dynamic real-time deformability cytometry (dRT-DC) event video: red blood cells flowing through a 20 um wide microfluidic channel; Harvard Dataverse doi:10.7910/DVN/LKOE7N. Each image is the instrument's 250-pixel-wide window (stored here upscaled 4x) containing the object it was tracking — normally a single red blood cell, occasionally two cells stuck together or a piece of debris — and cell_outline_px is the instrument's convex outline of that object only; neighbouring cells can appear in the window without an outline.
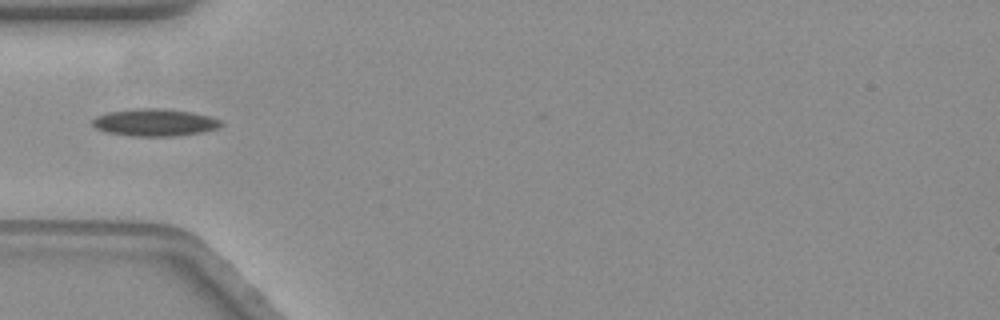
{"species": "common noctule bat (a hibernating species)", "species_latin": "Nyctalus noctula", "temperature_condition": "warm", "stored_images_in_passage": 40, "camera_frame_rate_fps": 3000, "um_per_image_px": 0.085, "animal": {"sex": "female", "body_mass_g": 19.3, "forearm_length_mm": 54.1}, "frame": {"image": 1, "passage_image": 1, "time_ms": 0.0, "image_size_px": [1000, 320], "cell_outline_px": [[224, 124], [216, 128], [204, 132], [172, 136], [132, 136], [104, 132], [96, 128], [92, 124], [92, 120], [96, 116], [108, 112], [140, 108], [160, 108], [192, 112], [208, 116], [220, 120]], "centroid_in_image_um": [13.13, 10.41], "position_along_channel_um": 71.9, "area_um2": 20.4}}
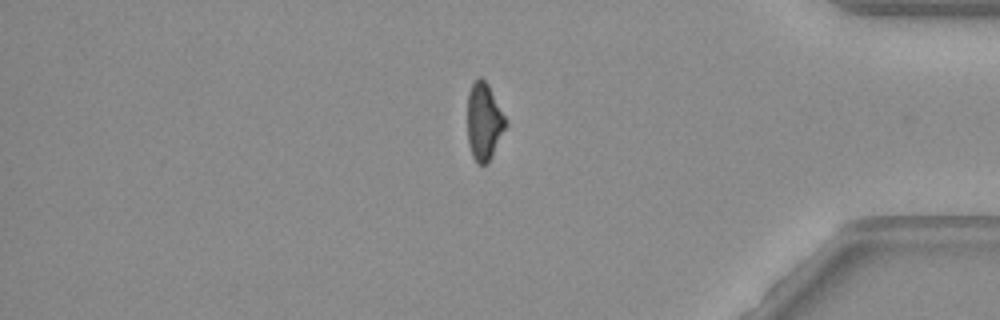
{"frame": {"image": 2, "passage_image": 31, "time_ms": 10.0, "image_size_px": [1000, 320], "cell_outline_px": [[508, 124], [488, 164], [476, 164], [472, 156], [468, 144], [468, 92], [472, 84], [480, 76], [488, 84], [508, 120]], "centroid_in_image_um": [41.16, 10.36], "position_along_channel_um": 394.0, "area_um2": 17.46}}
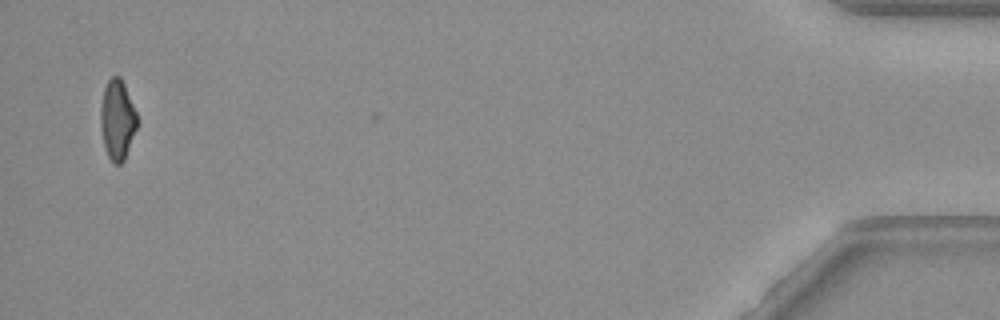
{"frame": {"image": 3, "passage_image": 39, "time_ms": 12.667, "image_size_px": [1000, 320], "cell_outline_px": [[136, 128], [124, 160], [120, 164], [112, 164], [108, 156], [104, 144], [100, 128], [100, 108], [104, 88], [108, 80], [112, 76], [120, 76], [124, 84], [136, 112]], "centroid_in_image_um": [9.94, 10.18], "position_along_channel_um": 425.3, "area_um2": 16.82}}